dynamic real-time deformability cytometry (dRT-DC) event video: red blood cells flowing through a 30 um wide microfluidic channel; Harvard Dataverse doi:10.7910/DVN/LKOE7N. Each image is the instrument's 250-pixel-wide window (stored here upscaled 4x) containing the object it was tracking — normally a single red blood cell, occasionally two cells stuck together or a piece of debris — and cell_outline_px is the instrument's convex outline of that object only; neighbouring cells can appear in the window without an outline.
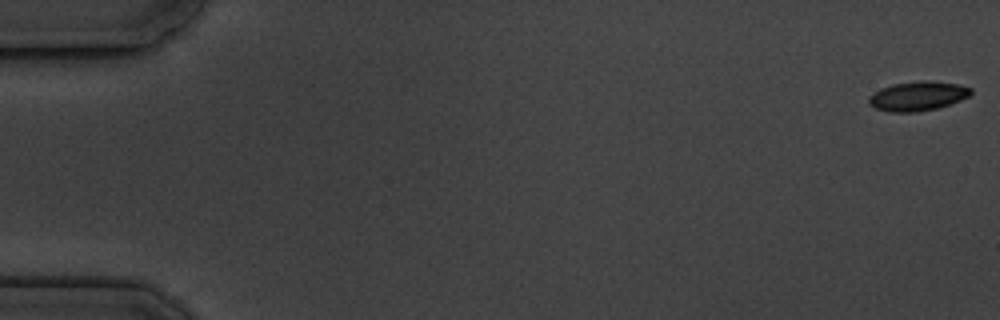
{"species": "common noctule bat (a hibernating species)", "species_latin": "Nyctalus noctula", "temperature_condition": "cold", "stored_images_in_passage": 8, "camera_frame_rate_fps": 3000, "um_per_image_px": 0.085, "animal": {"sex": "male", "body_mass_g": 19.5, "forearm_length_mm": 54.6}, "frame": {"image": 1, "passage_image": 1, "time_ms": 0.0, "image_size_px": [1000, 320], "cell_outline_px": [[972, 92], [968, 96], [960, 100], [936, 108], [916, 112], [888, 112], [876, 108], [868, 104], [868, 96], [872, 92], [880, 88], [892, 84], [920, 80], [956, 84], [972, 88]], "centroid_in_image_um": [77.93, 8.16], "position_along_channel_um": 7.1, "area_um2": 17.4}}
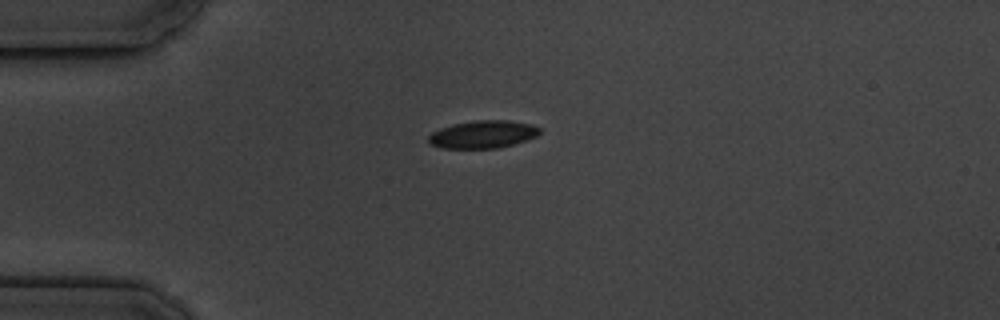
{"frame": {"image": 2, "passage_image": 5, "time_ms": 4.667, "image_size_px": [1000, 320], "cell_outline_px": [[540, 132], [536, 136], [500, 148], [440, 148], [428, 144], [428, 136], [432, 132], [440, 128], [452, 124], [476, 120], [508, 120], [532, 124], [540, 128]], "centroid_in_image_um": [41.0, 11.42], "position_along_channel_um": 44.0, "area_um2": 17.98}}
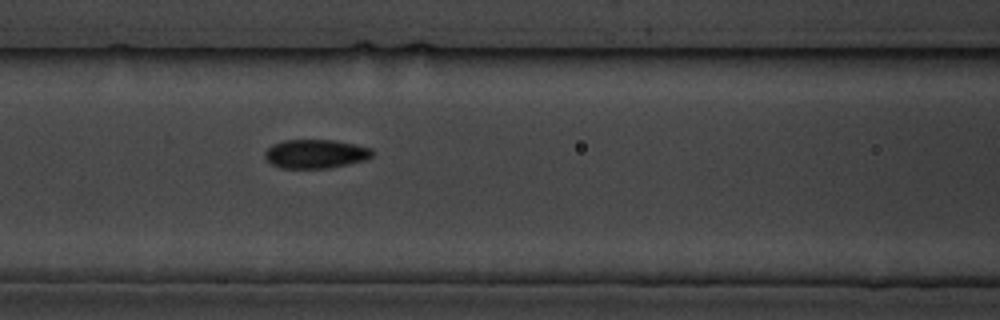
{"frame": {"image": 3, "passage_image": 8, "time_ms": 8.0, "image_size_px": [1000, 320], "cell_outline_px": [[376, 152], [372, 156], [364, 160], [348, 164], [328, 168], [280, 168], [272, 164], [264, 156], [264, 152], [272, 144], [284, 140], [332, 140], [372, 148]], "centroid_in_image_um": [26.82, 13.08], "position_along_channel_um": 139.8, "area_um2": 18.03}}